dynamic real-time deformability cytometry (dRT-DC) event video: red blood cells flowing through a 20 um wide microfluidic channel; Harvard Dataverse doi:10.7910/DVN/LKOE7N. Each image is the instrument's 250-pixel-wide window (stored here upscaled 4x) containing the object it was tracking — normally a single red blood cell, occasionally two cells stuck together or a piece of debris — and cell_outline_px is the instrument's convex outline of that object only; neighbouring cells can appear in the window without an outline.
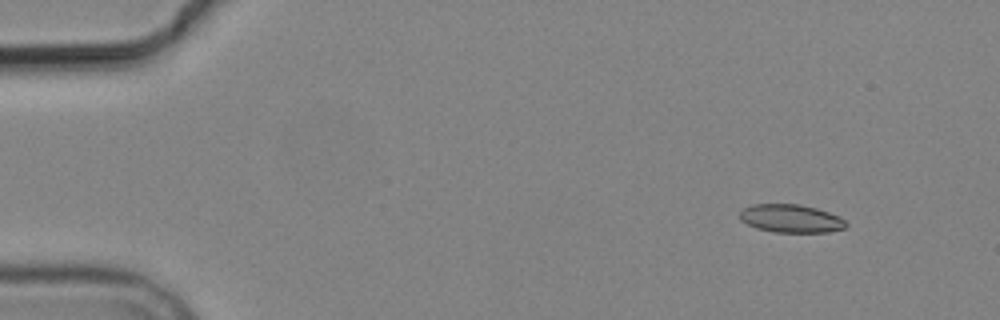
{"species": "common noctule bat (a hibernating species)", "species_latin": "Nyctalus noctula", "temperature_condition": "cold", "stored_images_in_passage": 5, "camera_frame_rate_fps": 3000, "um_per_image_px": 0.085, "animal": {"sex": "male", "body_mass_g": 19.2, "forearm_length_mm": 51.8}, "frame": {"image": 1, "passage_image": 2, "time_ms": 1.0, "image_size_px": [1000, 320], "cell_outline_px": [[848, 224], [844, 228], [828, 232], [772, 232], [756, 228], [740, 220], [740, 212], [744, 208], [752, 204], [800, 204], [816, 208], [840, 216]], "centroid_in_image_um": [67.23, 18.57], "position_along_channel_um": 17.8, "area_um2": 17.46}}
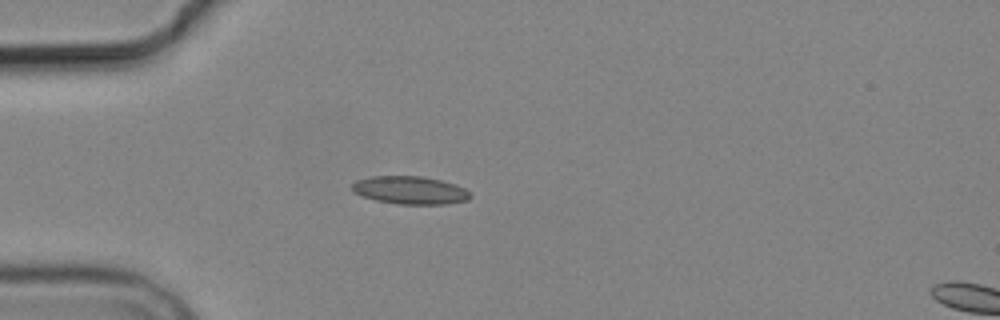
{"frame": {"image": 2, "passage_image": 4, "time_ms": 4.333, "image_size_px": [1000, 320], "cell_outline_px": [[472, 196], [468, 200], [444, 204], [396, 204], [376, 200], [352, 192], [352, 184], [356, 180], [372, 176], [420, 176], [440, 180], [456, 184], [464, 188]], "centroid_in_image_um": [34.85, 16.16], "position_along_channel_um": 50.2, "area_um2": 19.19}}